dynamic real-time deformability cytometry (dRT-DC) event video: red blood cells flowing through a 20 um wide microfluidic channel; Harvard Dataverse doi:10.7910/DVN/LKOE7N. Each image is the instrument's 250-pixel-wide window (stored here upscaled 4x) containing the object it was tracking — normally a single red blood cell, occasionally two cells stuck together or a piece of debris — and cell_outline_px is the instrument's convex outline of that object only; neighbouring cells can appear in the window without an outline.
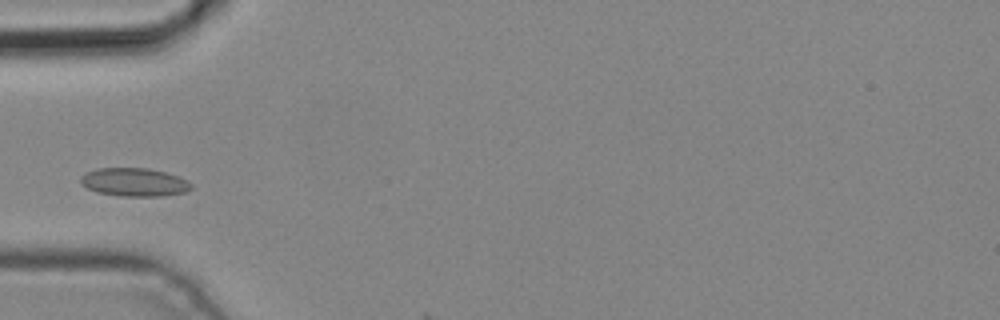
{"species": "common noctule bat (a hibernating species)", "species_latin": "Nyctalus noctula", "temperature_condition": "cold", "stored_images_in_passage": 2, "camera_frame_rate_fps": 3000, "um_per_image_px": 0.085, "animal": {"sex": "male", "body_mass_g": 19.2, "forearm_length_mm": 51.8}, "frame": {"image": 1, "passage_image": 2, "time_ms": 0.333, "image_size_px": [1000, 320], "cell_outline_px": [[192, 188], [184, 192], [160, 196], [120, 196], [96, 192], [80, 184], [80, 176], [96, 168], [148, 168], [164, 172], [188, 180], [192, 184]], "centroid_in_image_um": [11.39, 15.48], "position_along_channel_um": 73.6, "area_um2": 18.21}}